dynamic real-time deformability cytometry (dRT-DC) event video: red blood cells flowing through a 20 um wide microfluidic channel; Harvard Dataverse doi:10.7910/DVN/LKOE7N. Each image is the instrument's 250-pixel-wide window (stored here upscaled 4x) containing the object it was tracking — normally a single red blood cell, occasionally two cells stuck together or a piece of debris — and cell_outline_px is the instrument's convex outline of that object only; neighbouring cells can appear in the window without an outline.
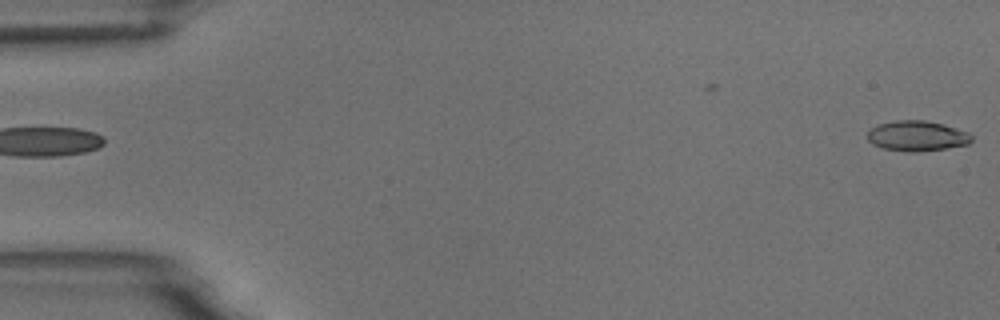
{"species": "common noctule bat (a hibernating species)", "species_latin": "Nyctalus noctula", "temperature_condition": "room temperature", "stored_images_in_passage": 6, "camera_frame_rate_fps": 3000, "um_per_image_px": 0.085, "animal": {"sex": "male", "body_mass_g": 18.8}, "frame": {"image": 1, "passage_image": 1, "time_ms": 0.0, "image_size_px": [1000, 320], "cell_outline_px": [[972, 140], [968, 144], [944, 148], [916, 152], [904, 152], [880, 148], [872, 144], [868, 140], [868, 132], [876, 124], [896, 120], [924, 120], [944, 124], [968, 132], [972, 136]], "centroid_in_image_um": [77.91, 11.55], "position_along_channel_um": 7.1, "area_um2": 18.5}}
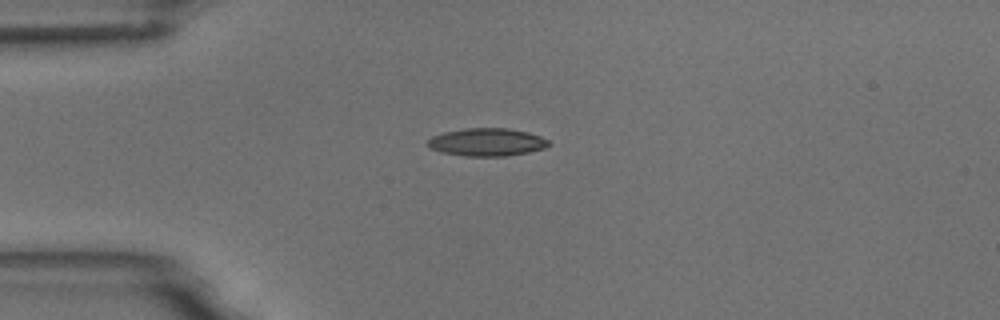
{"frame": {"image": 2, "passage_image": 4, "time_ms": 4.333, "image_size_px": [1000, 320], "cell_outline_px": [[552, 144], [544, 148], [528, 152], [508, 156], [464, 156], [440, 152], [428, 148], [428, 140], [432, 136], [444, 132], [464, 128], [508, 128], [528, 132], [540, 136], [548, 140]], "centroid_in_image_um": [41.38, 12.08], "position_along_channel_um": 43.6, "area_um2": 19.77}}